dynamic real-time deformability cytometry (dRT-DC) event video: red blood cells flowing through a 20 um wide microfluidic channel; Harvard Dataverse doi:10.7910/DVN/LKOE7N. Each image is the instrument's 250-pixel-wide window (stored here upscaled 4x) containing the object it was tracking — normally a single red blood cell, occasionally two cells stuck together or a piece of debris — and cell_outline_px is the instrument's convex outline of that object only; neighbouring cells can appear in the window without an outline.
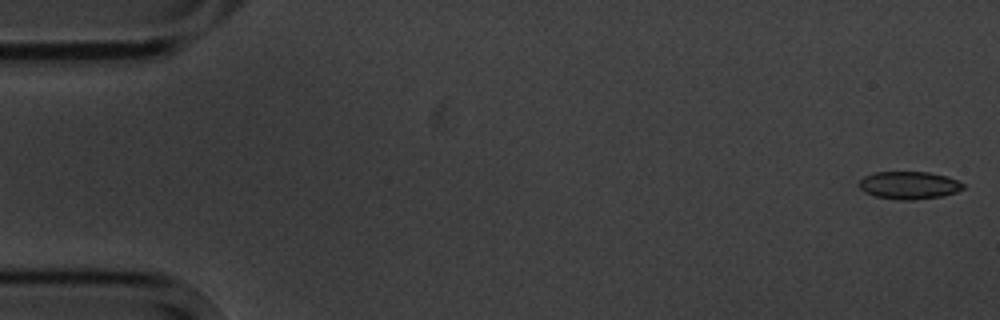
{"species": "common noctule bat (a hibernating species)", "species_latin": "Nyctalus noctula", "temperature_condition": "cold", "stored_images_in_passage": 15, "camera_frame_rate_fps": 3000, "um_per_image_px": 0.085, "animal": {"sex": "male", "body_mass_g": 20.1, "forearm_length_mm": 53.5}, "frame": {"image": 1, "passage_image": 1, "time_ms": 0.0, "image_size_px": [1000, 320], "cell_outline_px": [[964, 188], [956, 192], [944, 196], [912, 200], [900, 200], [876, 196], [864, 192], [856, 184], [864, 176], [872, 172], [928, 172], [948, 176], [964, 184]], "centroid_in_image_um": [77.25, 15.74], "position_along_channel_um": 7.8, "area_um2": 16.94}}
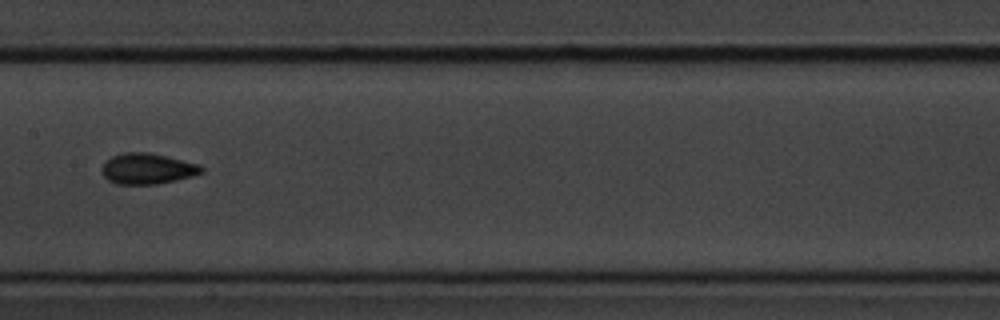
{"frame": {"image": 2, "passage_image": 8, "time_ms": 9.0, "image_size_px": [1000, 320], "cell_outline_px": [[204, 172], [192, 176], [176, 180], [156, 184], [116, 184], [108, 180], [100, 172], [100, 168], [112, 156], [124, 152], [152, 152], [200, 164], [204, 168]], "centroid_in_image_um": [12.54, 14.33], "position_along_channel_um": 194.9, "area_um2": 18.09}}
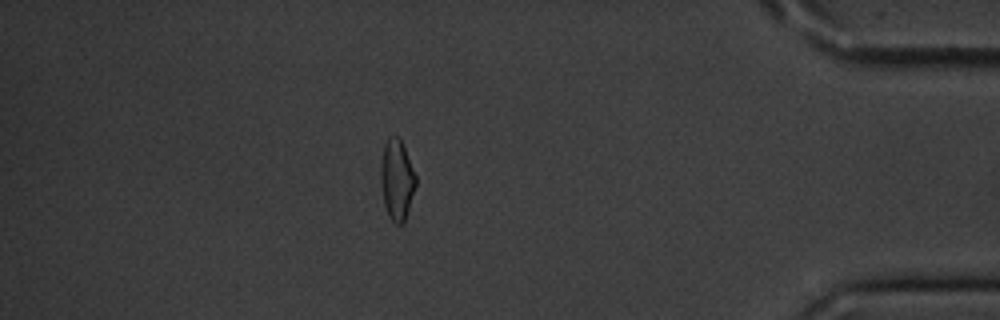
{"frame": {"image": 3, "passage_image": 14, "time_ms": 16.0, "image_size_px": [1000, 320], "cell_outline_px": [[416, 184], [404, 224], [396, 224], [388, 216], [384, 204], [380, 184], [380, 164], [384, 144], [388, 136], [396, 136], [400, 140], [404, 148], [416, 176]], "centroid_in_image_um": [33.71, 15.29], "position_along_channel_um": 401.5, "area_um2": 16.47}, "authors_computed_cell_mechanics": {"area_um2": 16.9354, "velocity_mm_per_s": 3.5508, "shape_relaxation_time_tau1_ms": 5.3849, "shape_relaxation_time_tau2_ms": 3.0244, "deformation_change_tau1": 0.1351, "deformation_change_tau2": 0.0762}}